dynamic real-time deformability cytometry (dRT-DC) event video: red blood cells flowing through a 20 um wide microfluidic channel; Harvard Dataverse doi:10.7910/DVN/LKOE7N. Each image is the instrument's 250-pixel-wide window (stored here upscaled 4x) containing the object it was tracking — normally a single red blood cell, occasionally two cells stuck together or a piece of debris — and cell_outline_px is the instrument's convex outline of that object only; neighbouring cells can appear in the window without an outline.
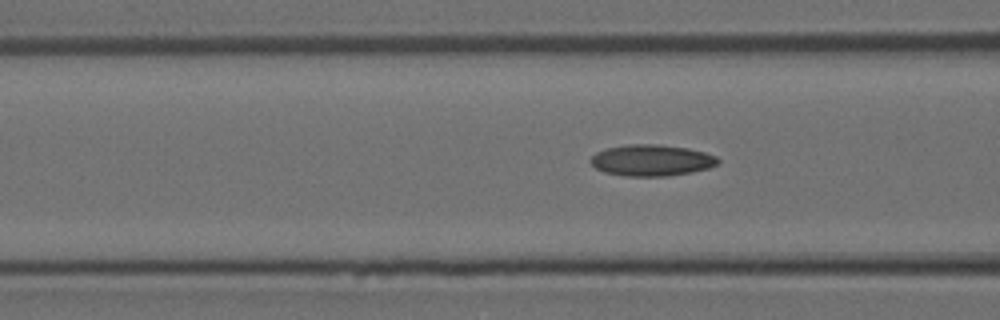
{"species": "Egyptian fruit bat (a non-hibernating species)", "species_latin": "Rousettus aegyptiacus", "temperature_condition": "room temperature", "stored_images_in_passage": 4, "camera_frame_rate_fps": 3000, "um_per_image_px": 0.085, "animal": {"sex": "female"}, "frame": {"image": 1, "passage_image": 4, "time_ms": 1.0, "image_size_px": [1000, 320], "cell_outline_px": [[720, 164], [708, 168], [692, 172], [668, 176], [624, 176], [604, 172], [596, 168], [588, 160], [596, 152], [608, 148], [628, 144], [660, 144], [688, 148], [704, 152], [716, 156], [720, 160]], "centroid_in_image_um": [55.4, 13.62], "position_along_channel_um": 111.2, "area_um2": 23.41}}